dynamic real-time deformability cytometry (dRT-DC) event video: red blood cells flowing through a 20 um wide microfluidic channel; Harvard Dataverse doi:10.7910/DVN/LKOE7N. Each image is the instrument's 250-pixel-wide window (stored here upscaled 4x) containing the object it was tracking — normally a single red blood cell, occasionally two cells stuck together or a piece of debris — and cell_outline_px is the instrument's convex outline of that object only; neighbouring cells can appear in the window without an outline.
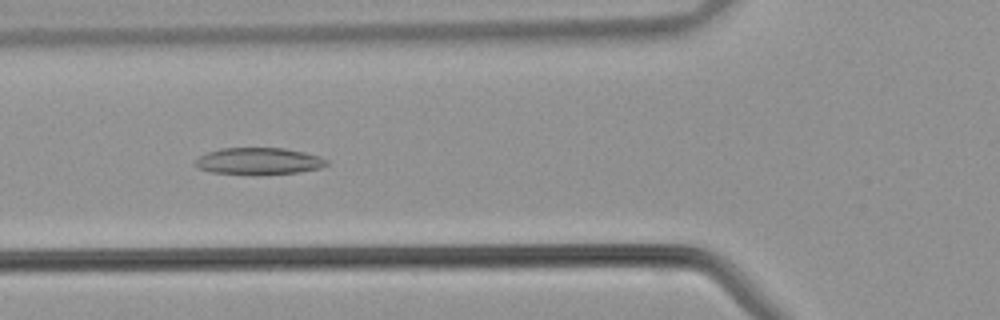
{"species": "common noctule bat (a hibernating species)", "species_latin": "Nyctalus noctula", "temperature_condition": "warm", "stored_images_in_passage": 30, "camera_frame_rate_fps": 3000, "um_per_image_px": 0.085, "animal": {"sex": "male", "body_mass_g": 21.5, "forearm_length_mm": 52.0}, "frame": {"image": 1, "passage_image": 3, "time_ms": 0.667, "image_size_px": [1000, 320], "cell_outline_px": [[328, 164], [320, 168], [300, 172], [252, 176], [212, 172], [196, 168], [192, 164], [200, 156], [208, 152], [220, 148], [284, 148], [304, 152], [320, 156], [328, 160]], "centroid_in_image_um": [21.97, 13.72], "position_along_channel_um": 103.8, "area_um2": 21.04}}
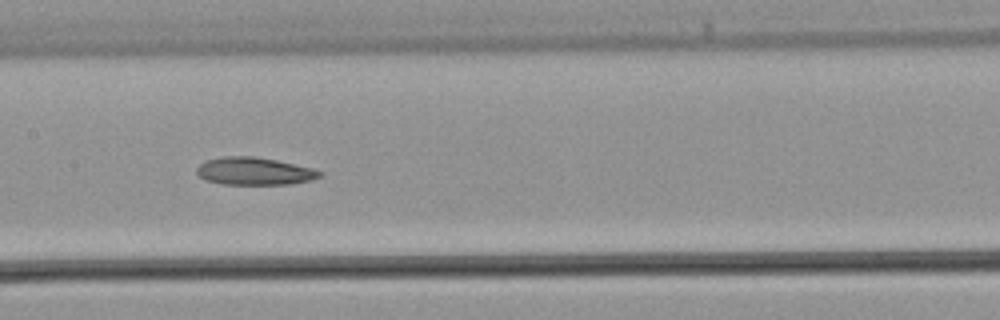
{"frame": {"image": 2, "passage_image": 8, "time_ms": 2.333, "image_size_px": [1000, 320], "cell_outline_px": [[324, 176], [312, 180], [288, 184], [220, 184], [204, 180], [196, 172], [196, 168], [200, 164], [208, 160], [220, 156], [256, 156], [276, 160], [312, 168], [324, 172]], "centroid_in_image_um": [21.63, 14.55], "position_along_channel_um": 185.8, "area_um2": 19.94}}
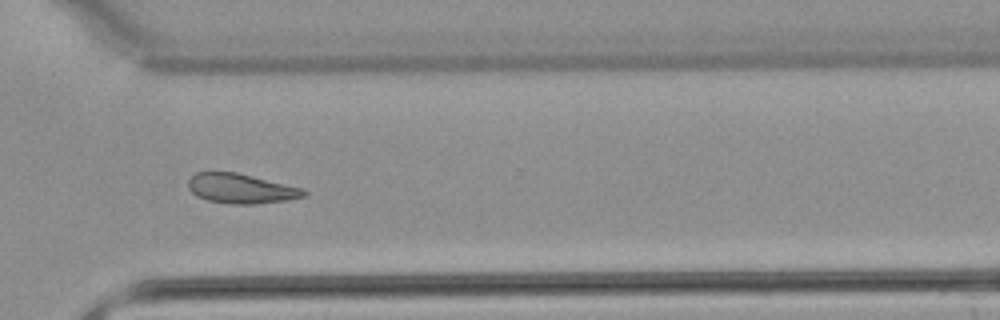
{"frame": {"image": 3, "passage_image": 18, "time_ms": 5.667, "image_size_px": [1000, 320], "cell_outline_px": [[308, 192], [304, 196], [288, 200], [256, 204], [232, 204], [208, 200], [196, 196], [188, 188], [188, 180], [196, 172], [236, 172], [304, 188]], "centroid_in_image_um": [20.5, 16.03], "position_along_channel_um": 350.1, "area_um2": 20.06}}